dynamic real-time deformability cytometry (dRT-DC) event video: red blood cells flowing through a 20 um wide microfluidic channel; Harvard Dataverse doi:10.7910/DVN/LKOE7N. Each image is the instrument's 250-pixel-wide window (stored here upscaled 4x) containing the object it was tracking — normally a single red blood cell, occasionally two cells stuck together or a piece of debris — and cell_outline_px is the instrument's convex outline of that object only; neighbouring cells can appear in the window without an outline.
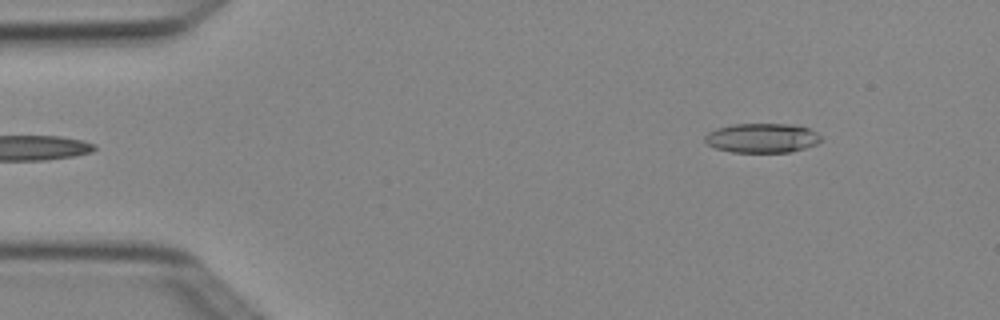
{"species": "Egyptian fruit bat (a non-hibernating species)", "species_latin": "Rousettus aegyptiacus", "temperature_condition": "cold", "stored_images_in_passage": 5, "segment_of_instrument_passage": [2, 2], "camera_frame_rate_fps": 3000, "um_per_image_px": 0.085, "animal": {"sex": "female"}, "frame": {"image": 1, "passage_image": 5, "time_ms": 1.333, "image_size_px": [1000, 320], "cell_outline_px": [[824, 140], [816, 144], [804, 148], [788, 152], [732, 152], [716, 148], [708, 144], [704, 140], [704, 136], [708, 132], [716, 128], [732, 124], [788, 124], [808, 128], [816, 132]], "centroid_in_image_um": [64.76, 11.73], "position_along_channel_um": 20.2, "area_um2": 19.88}}